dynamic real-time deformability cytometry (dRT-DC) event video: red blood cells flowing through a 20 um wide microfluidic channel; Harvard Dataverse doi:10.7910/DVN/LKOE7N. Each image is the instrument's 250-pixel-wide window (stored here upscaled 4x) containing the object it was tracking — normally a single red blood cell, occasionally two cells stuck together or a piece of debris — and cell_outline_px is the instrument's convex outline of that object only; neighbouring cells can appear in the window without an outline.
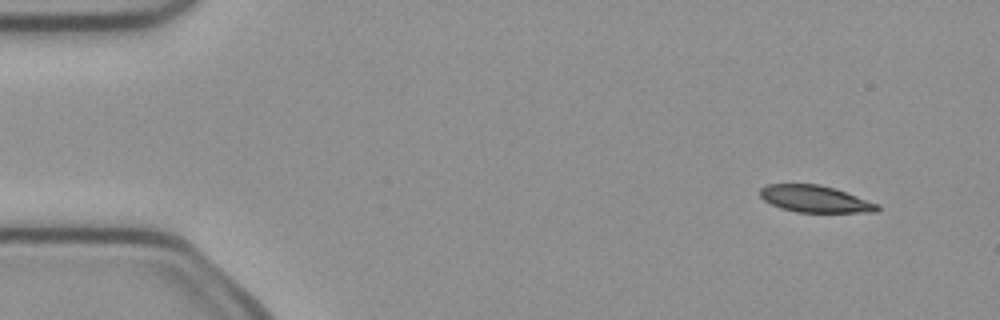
{"species": "common noctule bat (a hibernating species)", "species_latin": "Nyctalus noctula", "temperature_condition": "cold", "stored_images_in_passage": 5, "camera_frame_rate_fps": 3000, "um_per_image_px": 0.085, "animal": {"sex": "female", "body_mass_g": 21.9}, "frame": {"image": 1, "passage_image": 1, "time_ms": 0.0, "image_size_px": [1000, 320], "cell_outline_px": [[880, 208], [876, 212], [796, 212], [780, 208], [764, 200], [760, 196], [760, 188], [768, 184], [816, 184], [836, 188], [880, 204]], "centroid_in_image_um": [69.3, 16.91], "position_along_channel_um": 15.7, "area_um2": 18.44}}
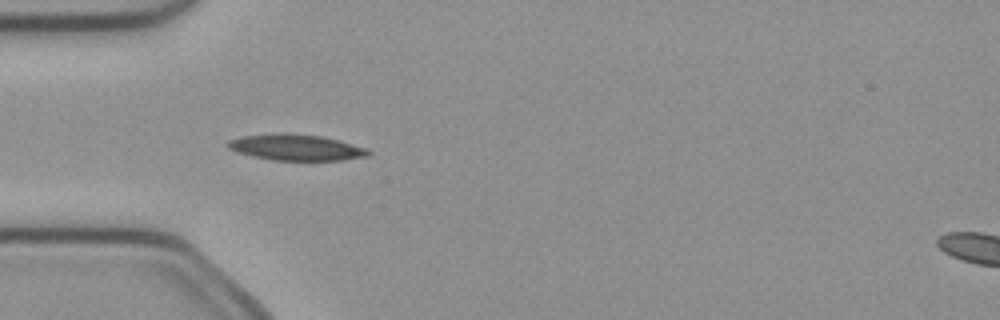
{"frame": {"image": 2, "passage_image": 4, "time_ms": 1.0, "image_size_px": [1000, 320], "cell_outline_px": [[372, 152], [368, 156], [344, 160], [272, 160], [252, 156], [236, 152], [228, 148], [228, 140], [244, 136], [284, 132], [288, 132], [320, 136], [368, 148]], "centroid_in_image_um": [25.17, 12.53], "position_along_channel_um": 59.8, "area_um2": 21.33}}